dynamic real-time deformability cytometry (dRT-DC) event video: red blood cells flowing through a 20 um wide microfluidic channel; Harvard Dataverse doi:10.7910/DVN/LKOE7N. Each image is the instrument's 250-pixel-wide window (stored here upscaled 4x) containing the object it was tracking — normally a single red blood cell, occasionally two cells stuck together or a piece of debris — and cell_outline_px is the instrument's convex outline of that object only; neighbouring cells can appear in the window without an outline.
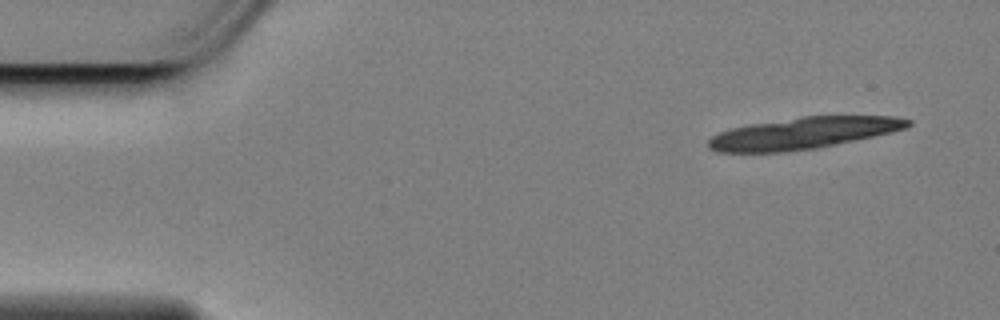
{"species": "Egyptian fruit bat (a non-hibernating species)", "species_latin": "Rousettus aegyptiacus", "temperature_condition": "cold", "stored_images_in_passage": 15, "camera_frame_rate_fps": 3000, "um_per_image_px": 0.085, "animal": {"sex": "female"}, "frame": {"image": 1, "passage_image": 1, "time_ms": 0.0, "image_size_px": [1000, 320], "cell_outline_px": [[912, 124], [904, 128], [892, 132], [816, 148], [784, 152], [716, 152], [708, 148], [708, 140], [712, 136], [720, 132], [732, 128], [748, 124], [800, 116], [896, 116], [912, 120]], "centroid_in_image_um": [68.25, 11.31], "position_along_channel_um": 16.7, "area_um2": 36.7}}